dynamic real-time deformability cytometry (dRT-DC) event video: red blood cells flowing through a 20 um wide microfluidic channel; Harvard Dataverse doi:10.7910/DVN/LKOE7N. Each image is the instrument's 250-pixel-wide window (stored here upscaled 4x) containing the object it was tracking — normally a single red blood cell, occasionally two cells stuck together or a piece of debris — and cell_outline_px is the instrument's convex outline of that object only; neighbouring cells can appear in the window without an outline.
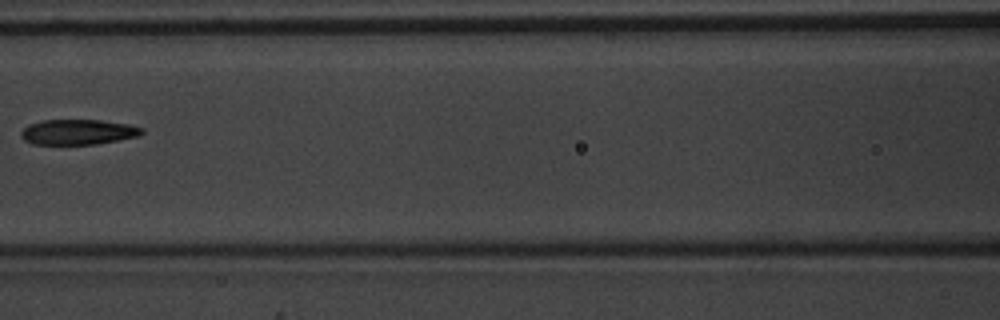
{"species": "common noctule bat (a hibernating species)", "species_latin": "Nyctalus noctula", "temperature_condition": "warm", "stored_images_in_passage": 8, "camera_frame_rate_fps": 3000, "um_per_image_px": 0.085, "animal": {"sex": "male", "body_mass_g": 20.1, "forearm_length_mm": 53.5}, "frame": {"image": 1, "passage_image": 7, "time_ms": 2.0, "image_size_px": [1000, 320], "cell_outline_px": [[144, 132], [140, 136], [96, 144], [32, 144], [24, 140], [20, 136], [20, 132], [28, 124], [44, 120], [100, 120], [128, 124], [144, 128]], "centroid_in_image_um": [6.64, 11.22], "position_along_channel_um": 160.0, "area_um2": 17.86}}
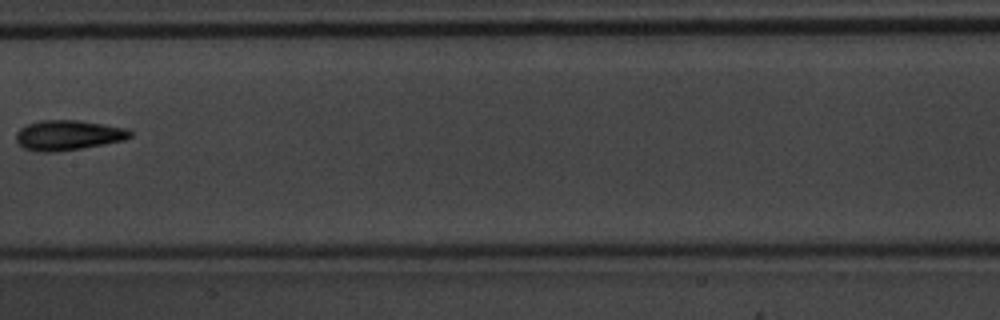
{"frame": {"image": 2, "passage_image": 8, "time_ms": 2.333, "image_size_px": [1000, 320], "cell_outline_px": [[132, 136], [124, 140], [104, 144], [80, 148], [52, 152], [40, 152], [24, 148], [16, 140], [16, 132], [20, 128], [28, 124], [40, 120], [80, 120], [128, 128], [132, 132]], "centroid_in_image_um": [5.81, 11.48], "position_along_channel_um": 201.6, "area_um2": 19.94}}